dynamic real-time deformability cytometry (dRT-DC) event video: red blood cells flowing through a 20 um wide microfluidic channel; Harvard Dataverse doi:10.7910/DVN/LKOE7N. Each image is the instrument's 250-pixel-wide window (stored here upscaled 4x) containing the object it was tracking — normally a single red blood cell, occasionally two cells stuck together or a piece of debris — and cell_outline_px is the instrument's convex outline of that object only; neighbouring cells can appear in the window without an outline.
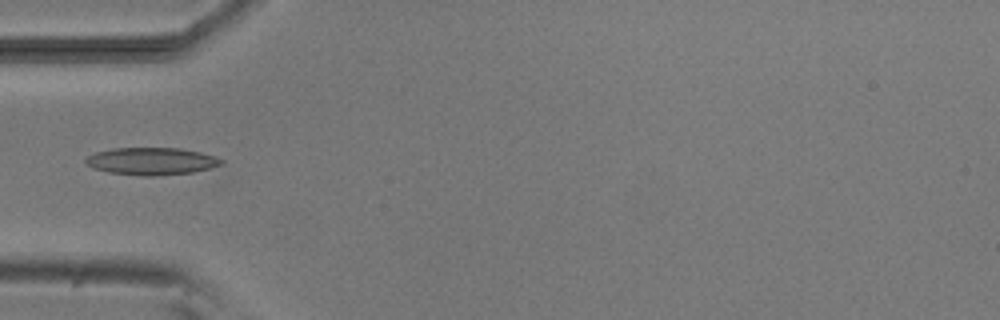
{"species": "common noctule bat (a hibernating species)", "species_latin": "Nyctalus noctula", "temperature_condition": "room temperature", "stored_images_in_passage": 4, "camera_frame_rate_fps": 3000, "um_per_image_px": 0.085, "animal": {"sex": "male", "body_mass_g": 20.5, "forearm_length_mm": 52.5}, "frame": {"image": 1, "passage_image": 4, "time_ms": 3.333, "image_size_px": [1000, 320], "cell_outline_px": [[224, 164], [212, 168], [192, 172], [156, 176], [144, 176], [108, 172], [92, 168], [84, 160], [88, 156], [96, 152], [112, 148], [180, 148], [200, 152], [216, 156], [224, 160]], "centroid_in_image_um": [12.92, 13.7], "position_along_channel_um": 72.1, "area_um2": 21.73}}